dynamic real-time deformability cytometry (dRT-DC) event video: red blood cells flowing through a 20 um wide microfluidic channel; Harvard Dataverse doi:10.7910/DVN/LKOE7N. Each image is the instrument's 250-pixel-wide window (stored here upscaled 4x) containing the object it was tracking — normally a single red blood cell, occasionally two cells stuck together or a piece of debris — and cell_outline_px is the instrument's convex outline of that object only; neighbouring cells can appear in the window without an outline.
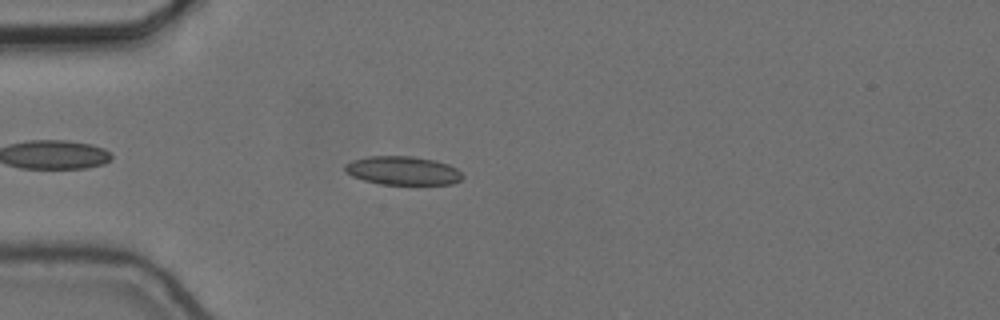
{"species": "common noctule bat (a hibernating species)", "species_latin": "Nyctalus noctula", "temperature_condition": "cold", "stored_images_in_passage": 41, "camera_frame_rate_fps": 3000, "um_per_image_px": 0.085, "animal": {"sex": "female", "body_mass_g": 24.6, "forearm_length_mm": 56.2}, "frame": {"image": 1, "passage_image": 6, "time_ms": 1.667, "image_size_px": [1000, 320], "cell_outline_px": [[464, 176], [460, 180], [452, 184], [380, 184], [364, 180], [352, 176], [344, 172], [344, 164], [352, 160], [368, 156], [412, 156], [436, 160], [448, 164], [456, 168]], "centroid_in_image_um": [34.21, 14.49], "position_along_channel_um": 50.8, "area_um2": 19.71}}
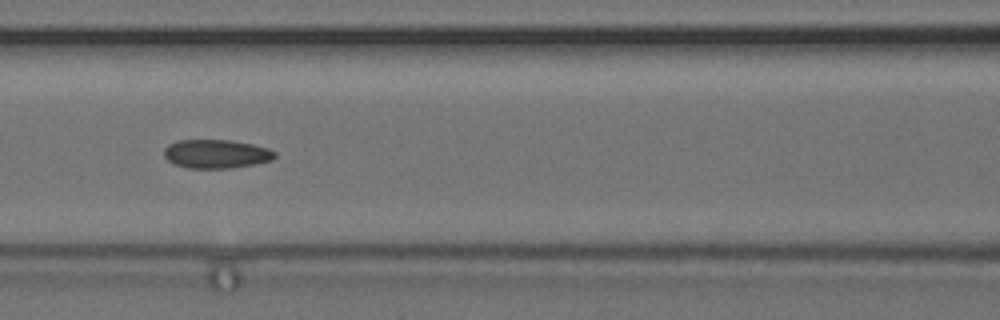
{"frame": {"image": 2, "passage_image": 15, "time_ms": 4.667, "image_size_px": [1000, 320], "cell_outline_px": [[276, 156], [272, 160], [256, 164], [232, 168], [188, 168], [176, 164], [168, 160], [164, 156], [164, 148], [168, 144], [180, 140], [232, 140], [252, 144], [268, 148], [276, 152]], "centroid_in_image_um": [18.4, 13.08], "position_along_channel_um": 148.2, "area_um2": 18.61}}
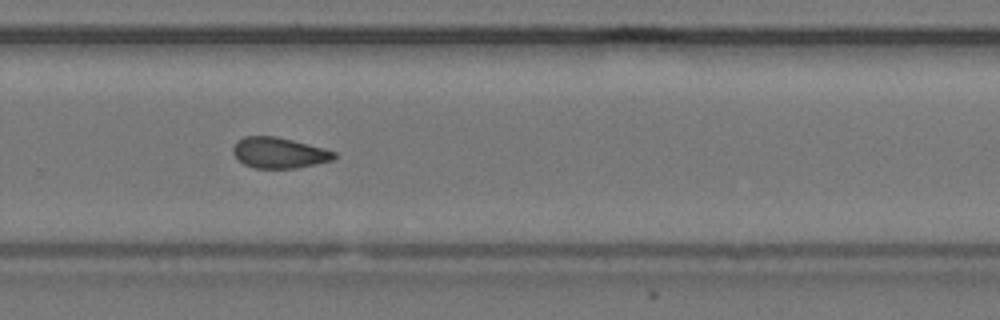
{"frame": {"image": 3, "passage_image": 28, "time_ms": 9.0, "image_size_px": [1000, 320], "cell_outline_px": [[336, 156], [332, 160], [316, 164], [296, 168], [256, 168], [244, 164], [232, 152], [232, 148], [236, 140], [244, 136], [276, 136], [324, 148], [336, 152]], "centroid_in_image_um": [23.71, 12.98], "position_along_channel_um": 306.1, "area_um2": 18.09}, "authors_computed_cell_mechanics": {"area_um2": 18.5538, "velocity_mm_per_s": 3.6594, "shape_relaxation_time_tau1_ms": null, "shape_relaxation_time_tau2_ms": 4.2985, "deformation_change_tau1": null, "deformation_change_tau2": 0.0908}}